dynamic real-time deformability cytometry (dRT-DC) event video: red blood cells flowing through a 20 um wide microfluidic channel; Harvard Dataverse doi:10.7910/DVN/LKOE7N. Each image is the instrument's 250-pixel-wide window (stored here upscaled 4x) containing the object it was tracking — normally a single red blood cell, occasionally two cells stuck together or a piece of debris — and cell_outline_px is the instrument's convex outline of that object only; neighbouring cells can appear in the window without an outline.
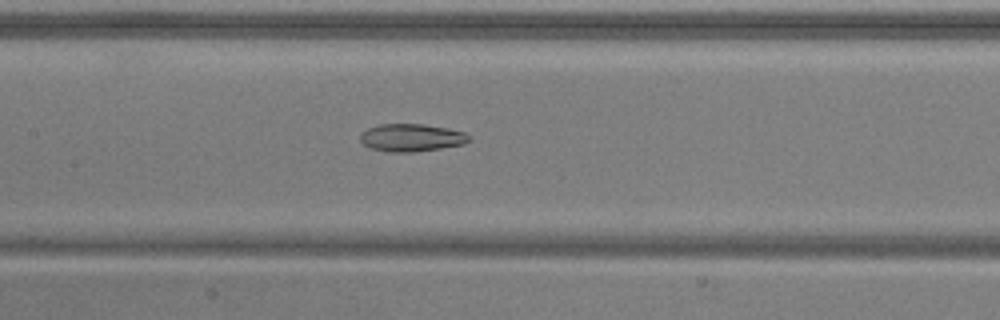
{"species": "common noctule bat (a hibernating species)", "species_latin": "Nyctalus noctula", "temperature_condition": "warm", "stored_images_in_passage": 52, "camera_frame_rate_fps": 3000, "um_per_image_px": 0.085, "animal": {"sex": "male", "body_mass_g": 20.5, "forearm_length_mm": 52.5}, "frame": {"image": 1, "passage_image": 25, "time_ms": 8.0, "image_size_px": [1000, 320], "cell_outline_px": [[472, 140], [464, 144], [440, 148], [412, 152], [392, 152], [372, 148], [364, 144], [360, 140], [360, 132], [368, 128], [380, 124], [424, 124], [448, 128], [464, 132]], "centroid_in_image_um": [34.98, 11.69], "position_along_channel_um": 172.4, "area_um2": 17.46}}
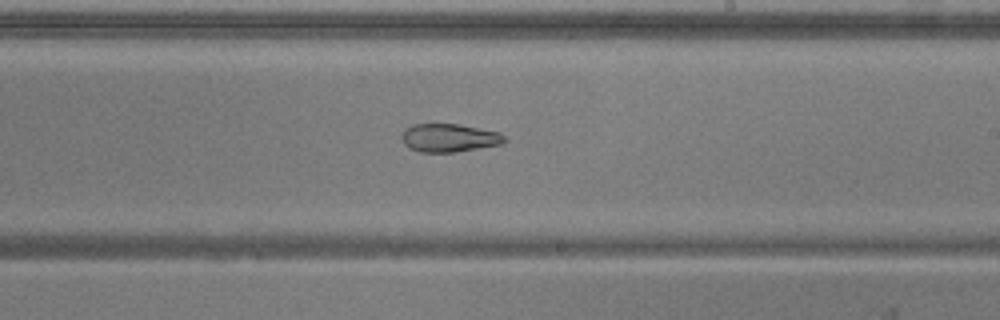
{"frame": {"image": 2, "passage_image": 31, "time_ms": 10.0, "image_size_px": [1000, 320], "cell_outline_px": [[508, 140], [500, 144], [456, 152], [420, 152], [408, 148], [404, 144], [400, 136], [404, 128], [412, 124], [460, 124], [500, 132]], "centroid_in_image_um": [38.14, 11.71], "position_along_channel_um": 250.9, "area_um2": 17.11}}
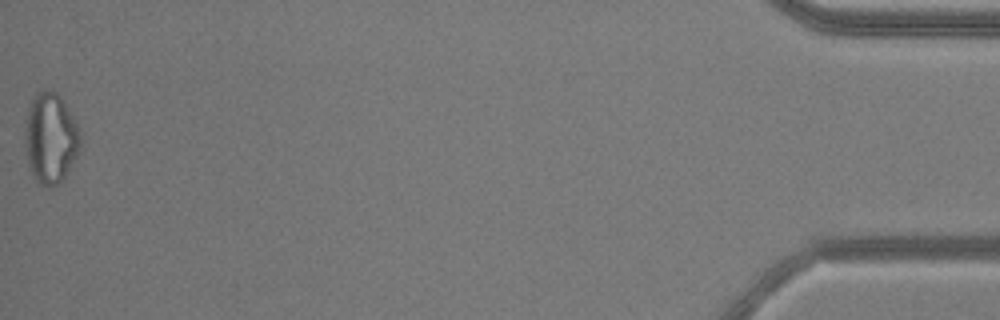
{"frame": {"image": 3, "passage_image": 52, "time_ms": 17.0, "image_size_px": [1000, 320], "cell_outline_px": [[84, 148], [64, 176], [52, 188], [48, 188], [40, 184], [36, 180], [28, 168], [24, 136], [24, 128], [28, 108], [36, 92], [44, 88], [56, 92], [60, 96], [72, 116], [80, 132]], "centroid_in_image_um": [4.3, 11.75], "position_along_channel_um": 430.9, "area_um2": 29.77}, "authors_computed_cell_mechanics": {"area_um2": 23.3801, "velocity_mm_per_s": 3.9364, "shape_relaxation_time_tau1_ms": null, "shape_relaxation_time_tau2_ms": 4.6846, "deformation_change_tau1": null, "deformation_change_tau2": 0.1306}}